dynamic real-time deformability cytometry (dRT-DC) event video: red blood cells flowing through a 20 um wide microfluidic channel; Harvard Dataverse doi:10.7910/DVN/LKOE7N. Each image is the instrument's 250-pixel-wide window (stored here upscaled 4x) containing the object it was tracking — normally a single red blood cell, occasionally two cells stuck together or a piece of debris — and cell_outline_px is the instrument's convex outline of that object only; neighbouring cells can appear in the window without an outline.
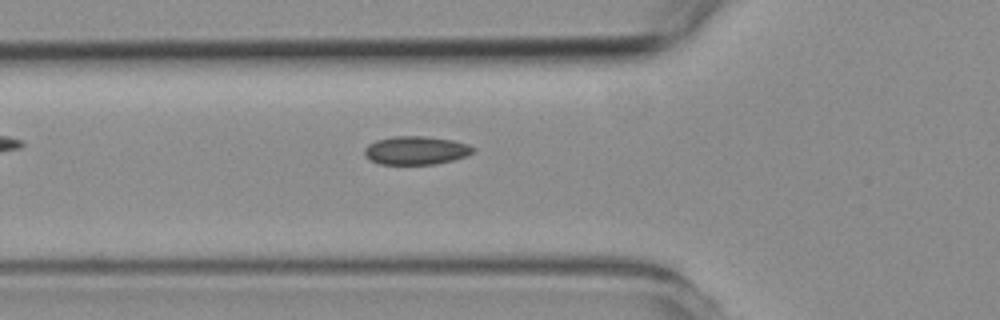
{"species": "common noctule bat (a hibernating species)", "species_latin": "Nyctalus noctula", "temperature_condition": "room temperature", "stored_images_in_passage": 50, "camera_frame_rate_fps": 3000, "um_per_image_px": 0.085, "animal": {"sex": "female", "body_mass_g": 19.3, "forearm_length_mm": 54.1}, "frame": {"image": 1, "passage_image": 18, "time_ms": 5.667, "image_size_px": [1000, 320], "cell_outline_px": [[476, 148], [468, 156], [436, 164], [380, 164], [368, 160], [364, 156], [364, 148], [368, 144], [376, 140], [392, 136], [424, 136], [452, 140], [468, 144]], "centroid_in_image_um": [35.33, 12.78], "position_along_channel_um": 90.5, "area_um2": 18.15}}
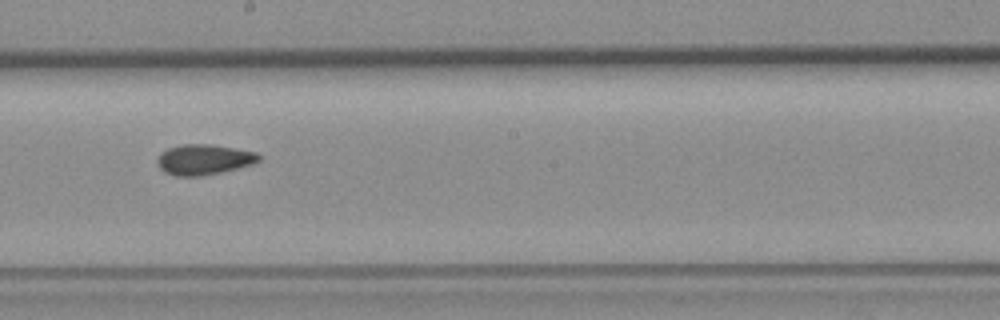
{"frame": {"image": 2, "passage_image": 29, "time_ms": 9.333, "image_size_px": [1000, 320], "cell_outline_px": [[264, 156], [260, 160], [252, 164], [220, 172], [200, 176], [176, 176], [164, 172], [156, 164], [156, 160], [160, 152], [168, 148], [184, 144], [212, 144], [256, 152]], "centroid_in_image_um": [17.31, 13.55], "position_along_channel_um": 230.9, "area_um2": 18.09}}
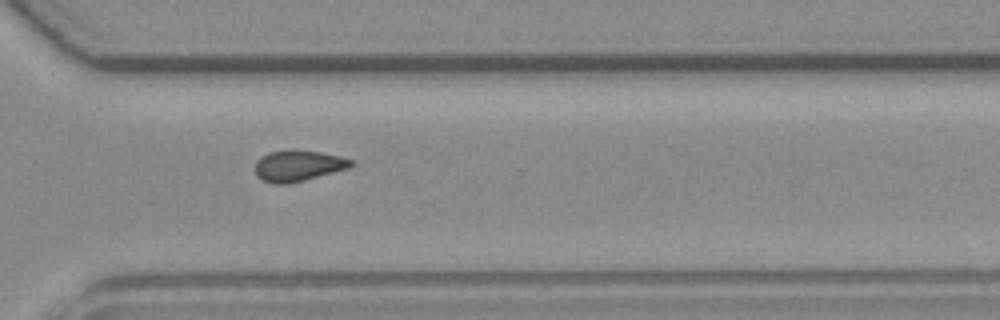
{"frame": {"image": 3, "passage_image": 38, "time_ms": 12.333, "image_size_px": [1000, 320], "cell_outline_px": [[352, 164], [348, 168], [304, 180], [288, 184], [276, 184], [264, 180], [256, 176], [256, 160], [260, 156], [268, 152], [320, 152], [340, 156], [352, 160]], "centroid_in_image_um": [25.31, 14.12], "position_along_channel_um": 345.3, "area_um2": 16.65}, "authors_computed_cell_mechanics": {"area_um2": 17.4556, "velocity_mm_per_s": 3.8206, "shape_relaxation_time_tau1_ms": null, "shape_relaxation_time_tau2_ms": 4.2506, "deformation_change_tau1": null, "deformation_change_tau2": 0.0761}}